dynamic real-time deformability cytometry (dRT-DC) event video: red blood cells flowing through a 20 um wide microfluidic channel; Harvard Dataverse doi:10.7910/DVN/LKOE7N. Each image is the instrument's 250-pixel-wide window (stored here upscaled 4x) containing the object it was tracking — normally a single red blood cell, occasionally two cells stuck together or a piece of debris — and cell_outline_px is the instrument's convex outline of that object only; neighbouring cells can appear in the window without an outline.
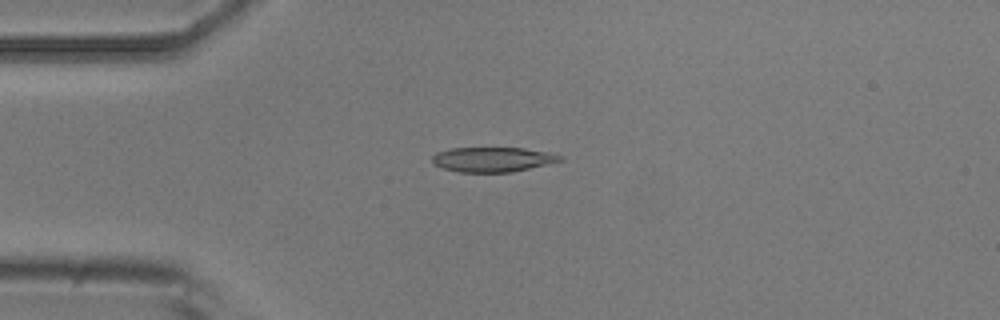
{"species": "common noctule bat (a hibernating species)", "species_latin": "Nyctalus noctula", "temperature_condition": "room temperature", "stored_images_in_passage": 14, "camera_frame_rate_fps": 3000, "um_per_image_px": 0.085, "animal": {"sex": "male", "body_mass_g": 20.5, "forearm_length_mm": 52.5}, "frame": {"image": 1, "passage_image": 3, "time_ms": 3.0, "image_size_px": [1000, 320], "cell_outline_px": [[564, 160], [512, 172], [460, 172], [444, 168], [432, 164], [432, 156], [436, 152], [452, 148], [524, 148], [548, 152], [560, 156]], "centroid_in_image_um": [41.84, 13.55], "position_along_channel_um": 43.2, "area_um2": 18.32}}
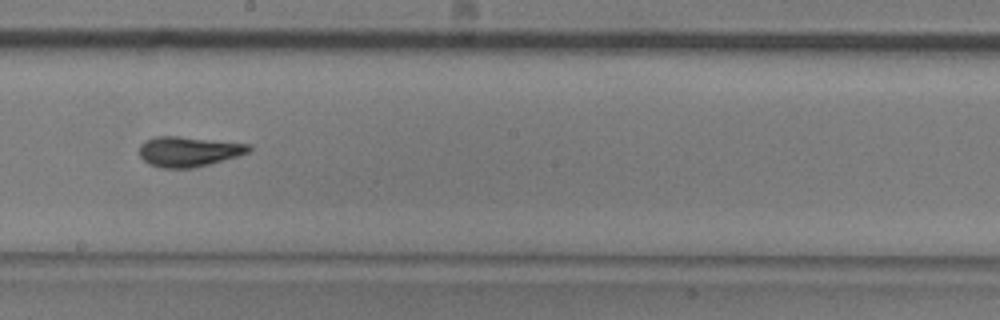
{"frame": {"image": 2, "passage_image": 8, "time_ms": 8.667, "image_size_px": [1000, 320], "cell_outline_px": [[252, 148], [248, 152], [236, 156], [208, 164], [192, 168], [160, 168], [148, 164], [140, 156], [140, 144], [144, 140], [156, 136], [176, 136], [252, 144]], "centroid_in_image_um": [16.0, 12.87], "position_along_channel_um": 232.2, "area_um2": 19.13}}
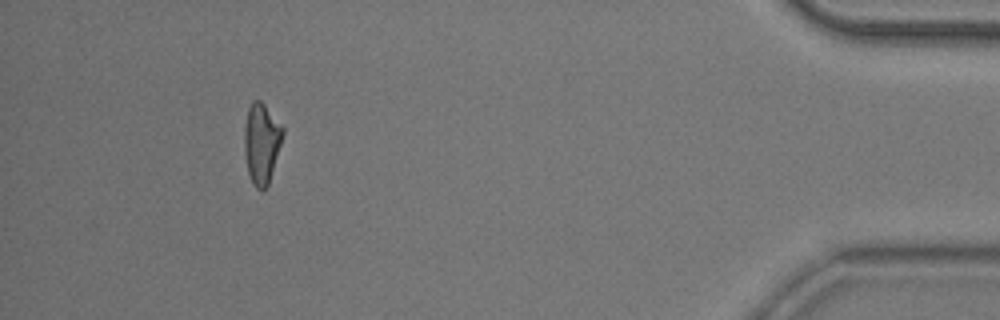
{"frame": {"image": 3, "passage_image": 13, "time_ms": 15.333, "image_size_px": [1000, 320], "cell_outline_px": [[284, 132], [268, 184], [264, 192], [256, 188], [252, 184], [248, 172], [244, 152], [244, 128], [248, 108], [252, 100], [260, 100], [264, 104], [284, 128]], "centroid_in_image_um": [22.21, 12.17], "position_along_channel_um": 413.0, "area_um2": 17.98}, "authors_computed_cell_mechanics": {"area_um2": 18.5538, "velocity_mm_per_s": 3.668, "shape_relaxation_time_tau1_ms": 5.4842, "shape_relaxation_time_tau2_ms": 0.7348, "deformation_change_tau1": 0.1937, "deformation_change_tau2": 0.0845}}